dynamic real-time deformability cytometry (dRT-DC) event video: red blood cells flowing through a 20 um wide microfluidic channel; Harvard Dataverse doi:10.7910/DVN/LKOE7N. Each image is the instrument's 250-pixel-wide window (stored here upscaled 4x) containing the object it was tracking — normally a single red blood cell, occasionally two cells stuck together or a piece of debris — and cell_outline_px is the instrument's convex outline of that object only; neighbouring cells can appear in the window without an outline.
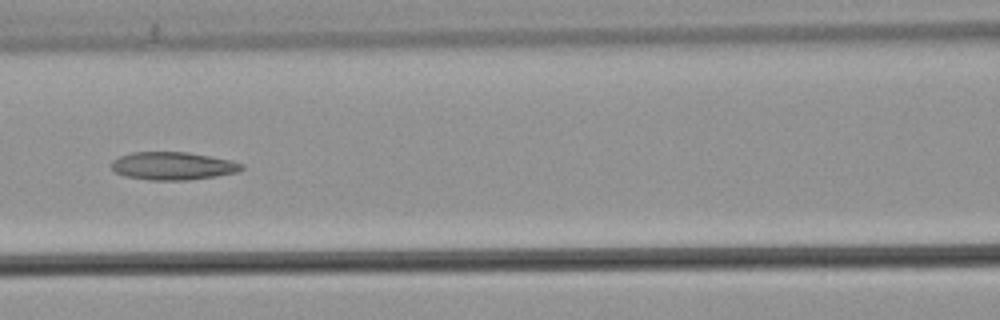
{"species": "common noctule bat (a hibernating species)", "species_latin": "Nyctalus noctula", "temperature_condition": "warm", "stored_images_in_passage": 17, "camera_frame_rate_fps": 3000, "um_per_image_px": 0.085, "animal": {"sex": "male", "body_mass_g": 21.5, "forearm_length_mm": 52.0}, "frame": {"image": 1, "passage_image": 8, "time_ms": 2.333, "image_size_px": [1000, 320], "cell_outline_px": [[244, 168], [236, 172], [216, 176], [188, 180], [148, 180], [124, 176], [116, 172], [112, 168], [112, 160], [120, 156], [132, 152], [188, 152], [232, 160], [244, 164]], "centroid_in_image_um": [14.7, 14.1], "position_along_channel_um": 151.9, "area_um2": 21.21}}